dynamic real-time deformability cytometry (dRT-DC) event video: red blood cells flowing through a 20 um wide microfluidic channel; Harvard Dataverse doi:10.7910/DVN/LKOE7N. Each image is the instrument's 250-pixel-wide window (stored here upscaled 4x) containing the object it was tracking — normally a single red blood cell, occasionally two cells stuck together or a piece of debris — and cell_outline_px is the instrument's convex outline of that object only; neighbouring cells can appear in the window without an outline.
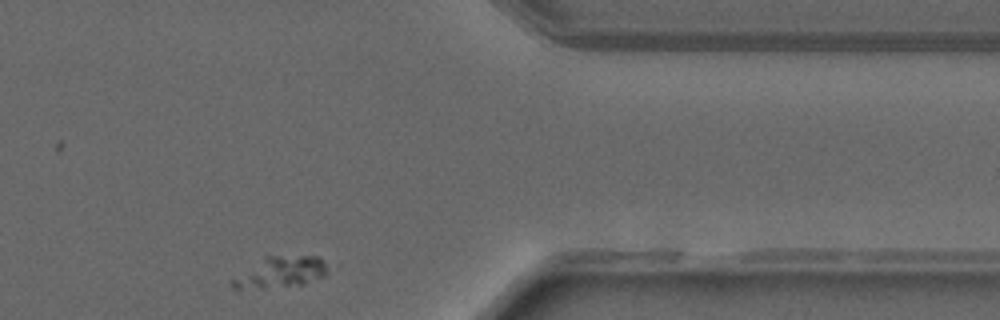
{"species": "common noctule bat (a hibernating species)", "species_latin": "Nyctalus noctula", "temperature_condition": "warm", "stored_images_in_passage": 31, "camera_frame_rate_fps": 3000, "um_per_image_px": 0.085, "animal": {"sex": "male", "forearm_length_mm": 52.5}, "frame": {"image": 1, "passage_image": 30, "time_ms": 9.667, "image_size_px": [1000, 320], "cell_outline_px": [[332, 268], [324, 276], [300, 284], [240, 288], [232, 288], [232, 280], [264, 256], [320, 256], [332, 264]], "centroid_in_image_um": [24.01, 23.07], "position_along_channel_um": 387.4, "area_um2": 16.82}}